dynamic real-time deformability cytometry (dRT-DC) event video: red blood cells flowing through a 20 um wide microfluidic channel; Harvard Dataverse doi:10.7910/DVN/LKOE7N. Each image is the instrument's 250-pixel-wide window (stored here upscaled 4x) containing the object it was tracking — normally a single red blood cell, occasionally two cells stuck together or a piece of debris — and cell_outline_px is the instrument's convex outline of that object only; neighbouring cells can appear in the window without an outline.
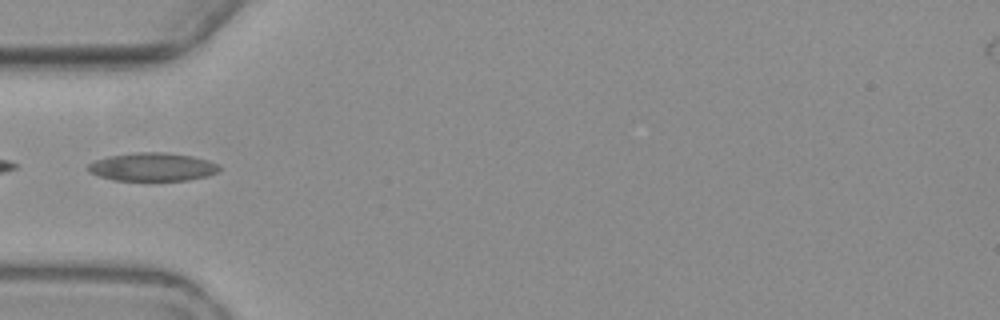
{"species": "common noctule bat (a hibernating species)", "species_latin": "Nyctalus noctula", "temperature_condition": "warm", "stored_images_in_passage": 8, "camera_frame_rate_fps": 3000, "um_per_image_px": 0.085, "animal": {"sex": "female", "body_mass_g": 19.3, "forearm_length_mm": 54.1}, "frame": {"image": 1, "passage_image": 5, "time_ms": 5.0, "image_size_px": [1000, 320], "cell_outline_px": [[220, 168], [216, 172], [208, 176], [188, 180], [112, 180], [88, 172], [88, 164], [96, 160], [108, 156], [132, 152], [164, 152], [192, 156], [208, 160], [220, 164]], "centroid_in_image_um": [12.96, 14.18], "position_along_channel_um": 72.0, "area_um2": 21.68}}
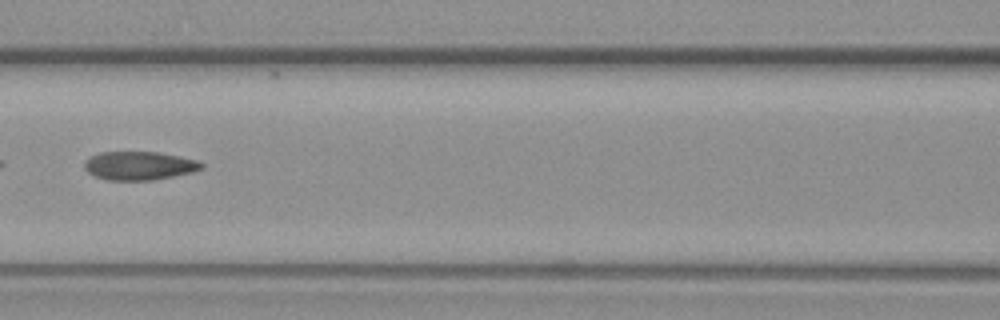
{"frame": {"image": 2, "passage_image": 7, "time_ms": 7.333, "image_size_px": [1000, 320], "cell_outline_px": [[204, 168], [192, 172], [152, 180], [108, 180], [96, 176], [88, 172], [84, 168], [84, 160], [100, 152], [156, 152], [180, 156], [196, 160], [204, 164]], "centroid_in_image_um": [11.83, 14.08], "position_along_channel_um": 154.8, "area_um2": 19.36}}
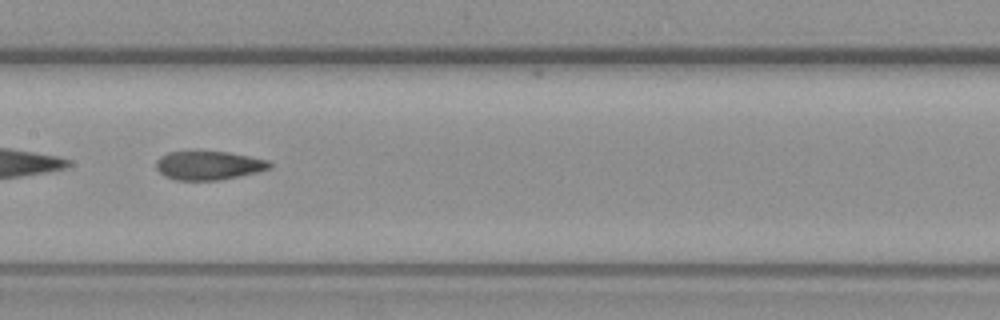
{"frame": {"image": 3, "passage_image": 8, "time_ms": 8.333, "image_size_px": [1000, 320], "cell_outline_px": [[272, 168], [240, 176], [220, 180], [176, 180], [164, 176], [156, 168], [156, 160], [160, 156], [168, 152], [228, 152], [268, 160], [272, 164]], "centroid_in_image_um": [17.73, 14.07], "position_along_channel_um": 189.7, "area_um2": 18.96}}